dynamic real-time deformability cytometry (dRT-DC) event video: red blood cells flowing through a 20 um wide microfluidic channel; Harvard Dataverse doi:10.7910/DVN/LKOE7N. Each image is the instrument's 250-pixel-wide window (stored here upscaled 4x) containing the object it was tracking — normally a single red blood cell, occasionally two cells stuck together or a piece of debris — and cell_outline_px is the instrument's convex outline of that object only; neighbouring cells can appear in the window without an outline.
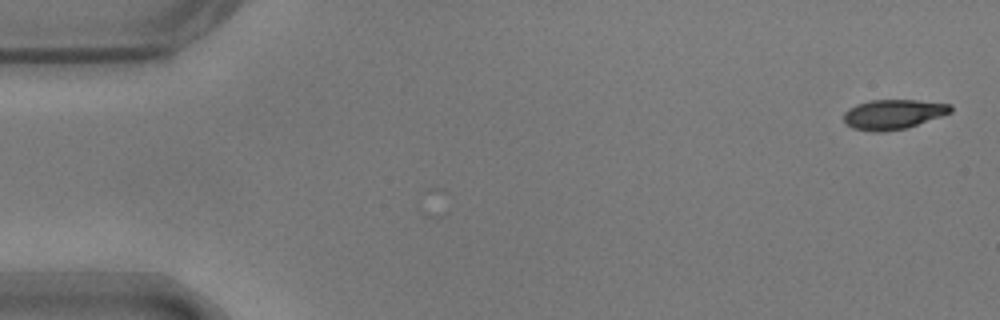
{"species": "common noctule bat (a hibernating species)", "species_latin": "Nyctalus noctula", "temperature_condition": "warm", "stored_images_in_passage": 43, "camera_frame_rate_fps": 3000, "um_per_image_px": 0.085, "animal": {"sex": "male", "body_mass_g": 17.9}, "frame": {"image": 1, "passage_image": 1, "time_ms": 0.0, "image_size_px": [1000, 320], "cell_outline_px": [[952, 112], [908, 128], [884, 132], [872, 132], [852, 128], [844, 124], [844, 112], [848, 108], [856, 104], [868, 100], [916, 100], [952, 104]], "centroid_in_image_um": [75.89, 9.72], "position_along_channel_um": 9.1, "area_um2": 18.84}}
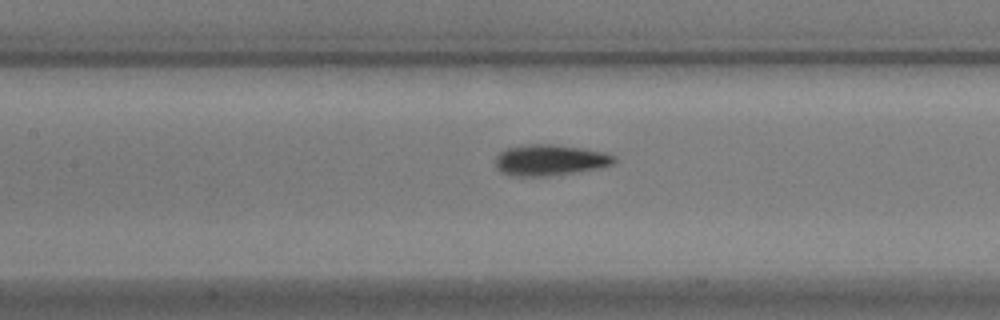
{"frame": {"image": 2, "passage_image": 24, "time_ms": 7.667, "image_size_px": [1000, 320], "cell_outline_px": [[616, 160], [612, 164], [600, 168], [580, 172], [544, 176], [508, 176], [500, 172], [496, 168], [496, 156], [504, 148], [532, 144], [552, 144], [584, 148], [604, 152], [616, 156]], "centroid_in_image_um": [46.74, 13.61], "position_along_channel_um": 160.7, "area_um2": 21.73}}
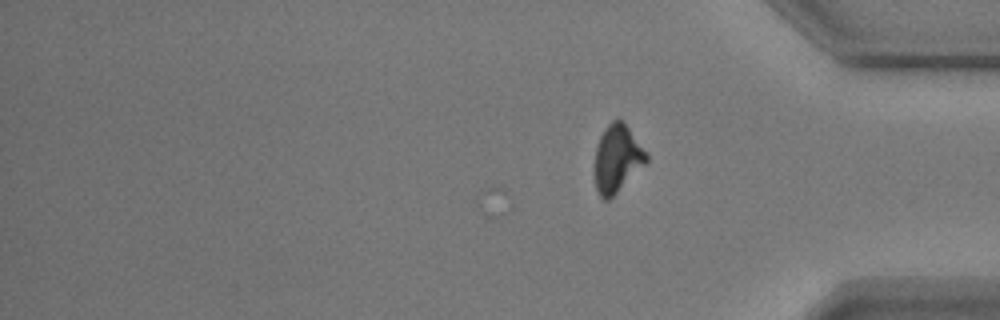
{"frame": {"image": 3, "passage_image": 43, "time_ms": 14.0, "image_size_px": [1000, 320], "cell_outline_px": [[648, 160], [608, 200], [604, 200], [600, 196], [596, 188], [592, 172], [596, 144], [604, 128], [612, 120], [620, 120], [628, 128], [648, 152]], "centroid_in_image_um": [52.4, 13.47], "position_along_channel_um": 382.8, "area_um2": 20.35}, "authors_computed_cell_mechanics": {"area_um2": 20.519, "velocity_mm_per_s": 3.6958, "shape_relaxation_time_tau1_ms": 3.4283, "shape_relaxation_time_tau2_ms": 2.4916, "deformation_change_tau1": 0.1482, "deformation_change_tau2": 0.0769}}